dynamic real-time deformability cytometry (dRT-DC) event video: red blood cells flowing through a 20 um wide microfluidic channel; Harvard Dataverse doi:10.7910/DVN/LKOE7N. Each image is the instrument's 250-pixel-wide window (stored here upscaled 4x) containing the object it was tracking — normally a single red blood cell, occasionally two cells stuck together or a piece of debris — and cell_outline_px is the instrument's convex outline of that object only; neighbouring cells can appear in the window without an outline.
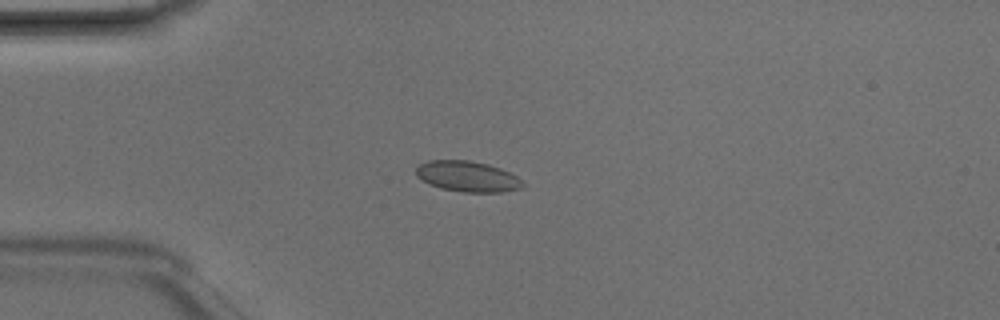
{"species": "Egyptian fruit bat (a non-hibernating species)", "species_latin": "Rousettus aegyptiacus", "temperature_condition": "room temperature", "stored_images_in_passage": 4, "camera_frame_rate_fps": 3000, "um_per_image_px": 0.085, "animal": {"sex": "male"}, "frame": {"image": 1, "passage_image": 3, "time_ms": 0.667, "image_size_px": [1000, 320], "cell_outline_px": [[524, 184], [520, 188], [504, 192], [464, 192], [440, 188], [428, 184], [420, 180], [416, 176], [416, 168], [420, 164], [428, 160], [468, 160], [488, 164], [500, 168], [516, 176]], "centroid_in_image_um": [39.69, 15.0], "position_along_channel_um": 45.3, "area_um2": 19.07}}